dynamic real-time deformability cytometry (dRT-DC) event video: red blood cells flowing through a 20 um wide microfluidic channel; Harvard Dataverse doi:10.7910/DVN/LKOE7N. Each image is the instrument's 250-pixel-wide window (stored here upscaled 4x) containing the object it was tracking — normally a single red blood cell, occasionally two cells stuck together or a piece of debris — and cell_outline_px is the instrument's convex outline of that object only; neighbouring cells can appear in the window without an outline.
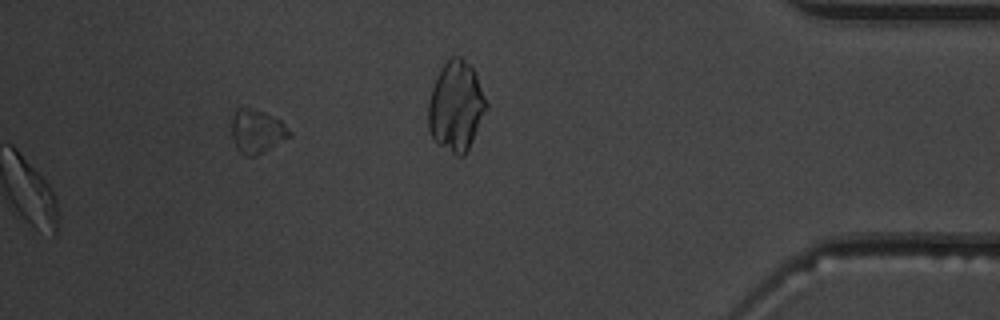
{"species": "common noctule bat (a hibernating species)", "species_latin": "Nyctalus noctula", "temperature_condition": "warm", "stored_images_in_passage": 41, "segment_of_instrument_passage": [2, 2], "camera_frame_rate_fps": 3000, "um_per_image_px": 0.085, "animal": {"sex": "male", "body_mass_g": 19.5, "forearm_length_mm": 54.6}, "frame": {"image": 1, "passage_image": 41, "time_ms": 13.333, "image_size_px": [1000, 320], "cell_outline_px": [[292, 136], [256, 156], [248, 156], [240, 152], [232, 136], [232, 120], [236, 108], [252, 108], [264, 112], [280, 120], [292, 132]], "centroid_in_image_um": [21.86, 11.16], "position_along_channel_um": 413.3, "area_um2": 14.57}}